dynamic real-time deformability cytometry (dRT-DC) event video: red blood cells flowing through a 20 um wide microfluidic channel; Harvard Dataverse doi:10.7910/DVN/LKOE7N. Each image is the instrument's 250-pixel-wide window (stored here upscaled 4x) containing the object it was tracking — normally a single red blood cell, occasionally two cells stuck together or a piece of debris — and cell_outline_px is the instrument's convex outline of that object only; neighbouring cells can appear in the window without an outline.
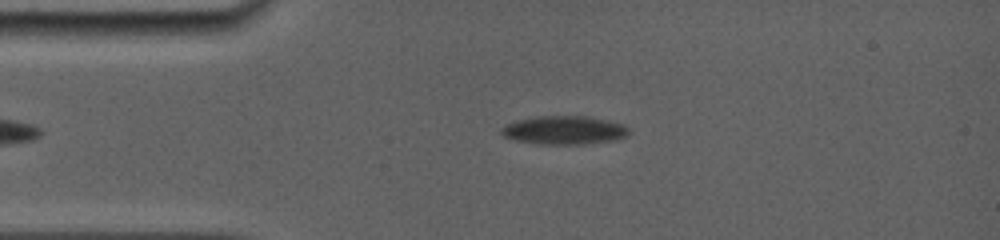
{"species": "common noctule bat (a hibernating species)", "species_latin": "Nyctalus noctula", "temperature_condition": "room temperature", "stored_images_in_passage": 56, "camera_frame_rate_fps": 5000, "um_per_image_px": 0.085, "animal": {"sex": "female", "body_mass_g": 19.0, "forearm_length_mm": 56.7}, "frame": {"image": 1, "passage_image": 13, "time_ms": 3.8, "image_size_px": [1000, 240], "cell_outline_px": [[632, 132], [628, 136], [616, 140], [584, 144], [536, 144], [516, 140], [504, 136], [500, 132], [500, 128], [504, 124], [516, 120], [536, 116], [588, 116], [624, 124]], "centroid_in_image_um": [47.97, 11.06], "position_along_channel_um": 37.0, "area_um2": 21.5}}
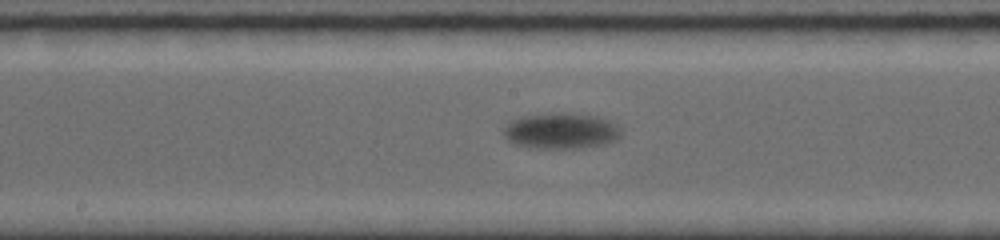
{"frame": {"image": 2, "passage_image": 31, "time_ms": 9.2, "image_size_px": [1000, 240], "cell_outline_px": [[620, 136], [616, 140], [608, 144], [580, 148], [528, 148], [516, 144], [508, 140], [504, 136], [504, 128], [512, 120], [524, 116], [560, 112], [564, 112], [600, 116], [616, 124], [620, 128]], "centroid_in_image_um": [47.73, 11.13], "position_along_channel_um": 200.5, "area_um2": 24.74}}
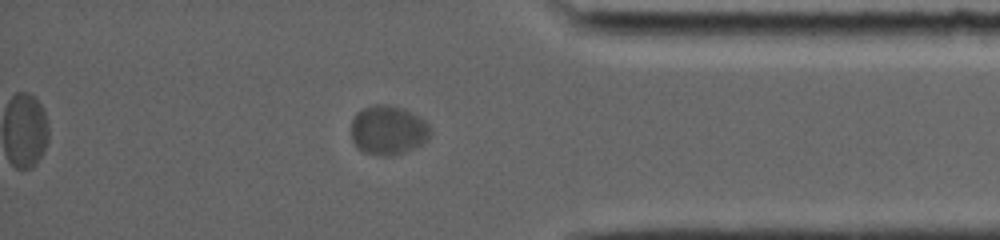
{"frame": {"image": 3, "passage_image": 50, "time_ms": 15.2, "image_size_px": [1000, 240], "cell_outline_px": [[432, 132], [428, 140], [404, 152], [392, 156], [380, 156], [364, 152], [352, 140], [352, 120], [356, 112], [372, 104], [388, 104], [404, 108], [412, 112], [424, 120], [428, 124]], "centroid_in_image_um": [33.0, 11.04], "position_along_channel_um": 402.2, "area_um2": 22.83}, "authors_computed_cell_mechanics": {"area_um2": 22.542, "velocity_mm_per_s": 3.4926, "shape_relaxation_time_tau1_ms": 2.0935, "shape_relaxation_time_tau2_ms": null, "deformation_change_tau1": 0.0958, "deformation_change_tau2": null}}